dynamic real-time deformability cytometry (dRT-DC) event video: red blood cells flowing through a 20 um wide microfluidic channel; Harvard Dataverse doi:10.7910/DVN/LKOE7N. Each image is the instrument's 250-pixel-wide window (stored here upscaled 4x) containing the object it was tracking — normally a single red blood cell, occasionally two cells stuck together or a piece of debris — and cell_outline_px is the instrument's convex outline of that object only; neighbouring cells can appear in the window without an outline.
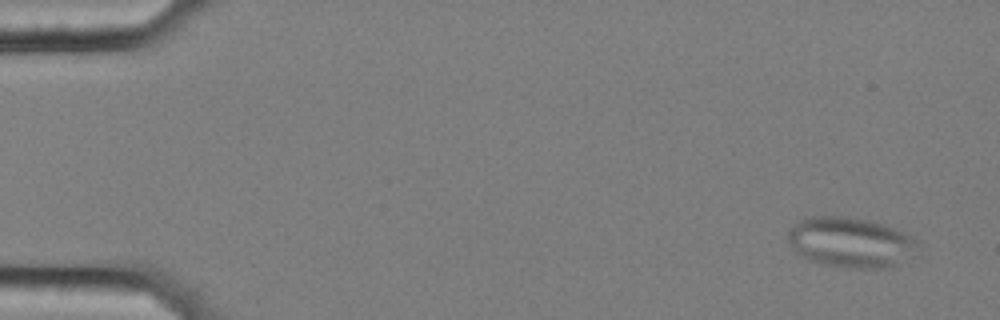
{"species": "common noctule bat (a hibernating species)", "species_latin": "Nyctalus noctula", "temperature_condition": "cold", "stored_images_in_passage": 47, "camera_frame_rate_fps": 3000, "um_per_image_px": 0.085, "animal": {"sex": "female", "body_mass_g": 25.1}, "frame": {"image": 1, "passage_image": 4, "time_ms": 1.0, "image_size_px": [1000, 320], "cell_outline_px": [[916, 244], [888, 268], [844, 268], [820, 264], [808, 260], [800, 256], [796, 252], [788, 240], [788, 232], [792, 224], [808, 216], [844, 216], [864, 220], [880, 224], [892, 228], [908, 236]], "centroid_in_image_um": [72.07, 20.59], "position_along_channel_um": 12.9, "area_um2": 36.65}}
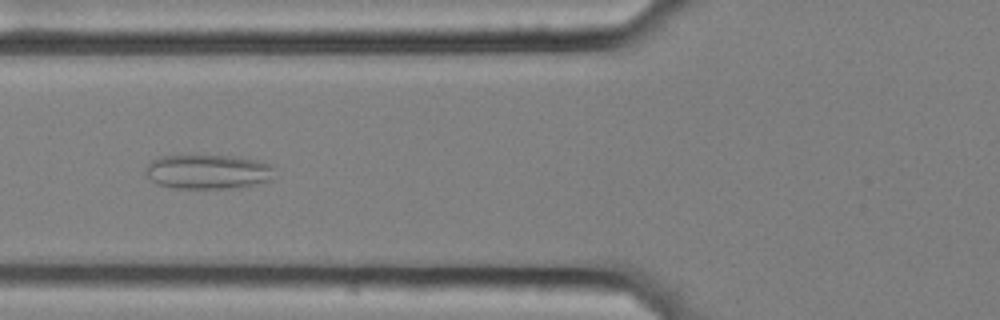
{"frame": {"image": 2, "passage_image": 23, "time_ms": 7.333, "image_size_px": [1000, 320], "cell_outline_px": [[272, 180], [252, 184], [228, 188], [172, 188], [156, 184], [148, 176], [144, 168], [152, 160], [164, 156], [228, 156], [252, 160], [272, 164]], "centroid_in_image_um": [17.62, 14.61], "position_along_channel_um": 108.2, "area_um2": 25.37}}
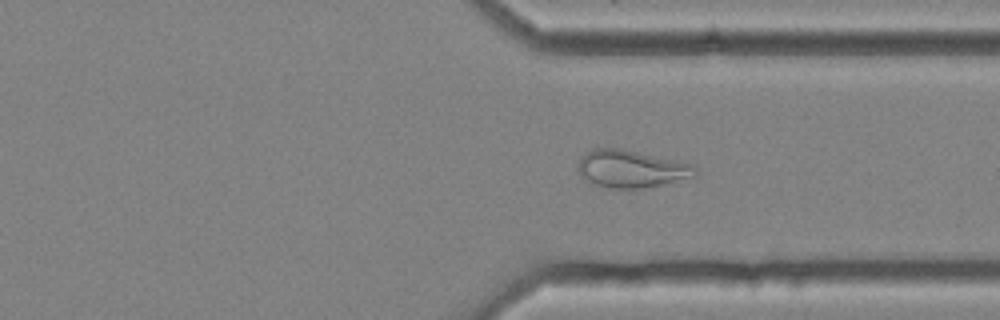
{"frame": {"image": 3, "passage_image": 44, "time_ms": 14.333, "image_size_px": [1000, 320], "cell_outline_px": [[696, 176], [660, 184], [640, 188], [608, 188], [596, 184], [588, 180], [576, 168], [580, 160], [592, 148], [620, 148], [676, 160], [692, 164], [696, 168]], "centroid_in_image_um": [53.66, 14.34], "position_along_channel_um": 357.7, "area_um2": 25.03}}